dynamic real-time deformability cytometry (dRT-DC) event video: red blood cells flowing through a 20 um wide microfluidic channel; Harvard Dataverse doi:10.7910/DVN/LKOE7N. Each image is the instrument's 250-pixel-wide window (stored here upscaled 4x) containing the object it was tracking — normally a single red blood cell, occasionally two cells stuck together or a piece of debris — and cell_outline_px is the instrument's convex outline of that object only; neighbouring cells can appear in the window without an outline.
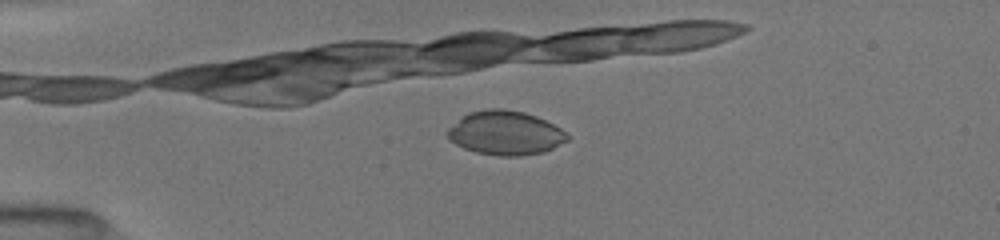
{"species": "common noctule bat (a hibernating species)", "species_latin": "Nyctalus noctula", "temperature_condition": "room temperature", "stored_images_in_passage": 23, "camera_frame_rate_fps": 3000, "um_per_image_px": 0.085, "animal": {"sex": "female", "body_mass_g": 19.5, "forearm_length_mm": 54.1}, "frame": {"image": 1, "passage_image": 14, "time_ms": 4.333, "image_size_px": [1000, 240], "cell_outline_px": [[568, 140], [544, 152], [520, 156], [500, 156], [476, 152], [464, 148], [456, 144], [444, 132], [448, 128], [468, 112], [488, 108], [504, 108], [524, 112], [536, 116], [560, 128], [568, 136]], "centroid_in_image_um": [42.93, 11.29], "position_along_channel_um": 42.1, "area_um2": 30.63}}